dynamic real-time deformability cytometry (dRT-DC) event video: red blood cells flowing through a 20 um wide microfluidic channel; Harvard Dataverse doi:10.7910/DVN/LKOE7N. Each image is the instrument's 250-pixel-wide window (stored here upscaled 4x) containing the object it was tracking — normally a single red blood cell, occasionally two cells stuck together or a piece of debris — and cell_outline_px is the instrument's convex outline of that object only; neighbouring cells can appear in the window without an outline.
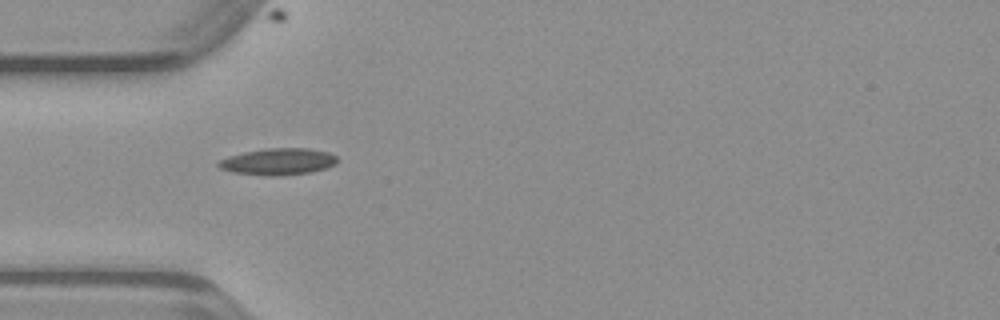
{"species": "common noctule bat (a hibernating species)", "species_latin": "Nyctalus noctula", "temperature_condition": "warm", "stored_images_in_passage": 35, "camera_frame_rate_fps": 3000, "um_per_image_px": 0.085, "animal": {"sex": "male", "body_mass_g": 23.1, "forearm_length_mm": 52.7}, "frame": {"image": 1, "passage_image": 1, "time_ms": 0.0, "image_size_px": [1000, 320], "cell_outline_px": [[340, 160], [336, 164], [328, 168], [312, 172], [276, 176], [264, 176], [232, 172], [220, 168], [216, 164], [220, 160], [228, 156], [244, 152], [268, 148], [308, 148], [328, 152], [336, 156]], "centroid_in_image_um": [23.68, 13.74], "position_along_channel_um": 61.3, "area_um2": 18.67}}
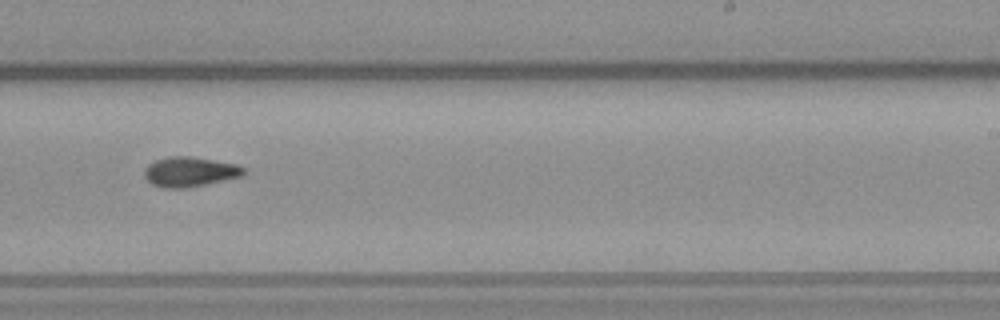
{"frame": {"image": 2, "passage_image": 16, "time_ms": 5.0, "image_size_px": [1000, 320], "cell_outline_px": [[244, 176], [184, 188], [164, 188], [152, 184], [144, 176], [144, 168], [148, 164], [156, 160], [168, 156], [188, 156], [236, 164], [244, 168]], "centroid_in_image_um": [16.1, 14.6], "position_along_channel_um": 272.9, "area_um2": 17.11}}
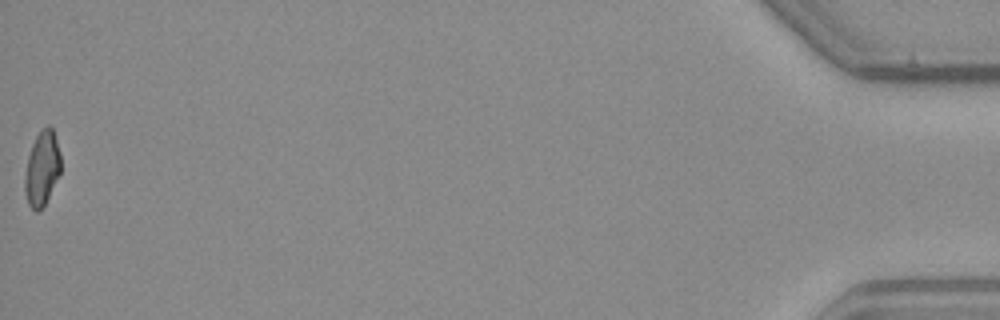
{"frame": {"image": 3, "passage_image": 35, "time_ms": 11.333, "image_size_px": [1000, 320], "cell_outline_px": [[60, 172], [44, 204], [36, 212], [28, 204], [24, 192], [24, 180], [28, 156], [32, 144], [36, 136], [48, 124], [52, 128], [60, 152]], "centroid_in_image_um": [3.55, 14.3], "position_along_channel_um": 431.6, "area_um2": 15.26}}